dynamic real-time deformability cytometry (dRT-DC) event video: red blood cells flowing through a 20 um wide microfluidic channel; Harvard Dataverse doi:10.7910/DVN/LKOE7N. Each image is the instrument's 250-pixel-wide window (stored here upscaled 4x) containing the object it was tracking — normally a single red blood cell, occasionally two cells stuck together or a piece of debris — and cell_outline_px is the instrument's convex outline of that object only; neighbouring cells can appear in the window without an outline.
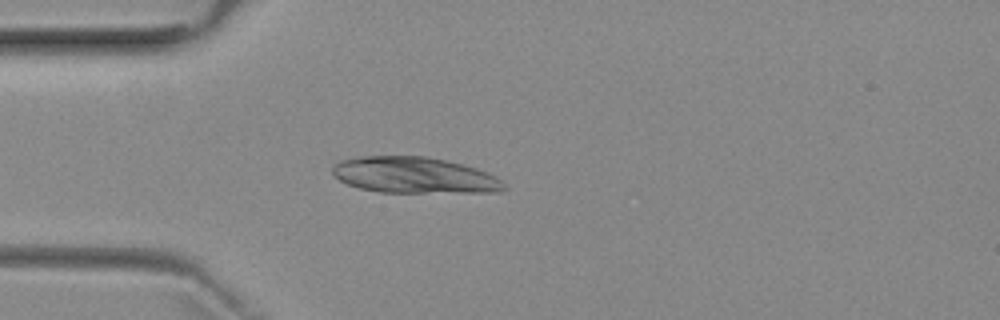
{"species": "common noctule bat (a hibernating species)", "species_latin": "Nyctalus noctula", "temperature_condition": "room temperature", "stored_images_in_passage": 4, "camera_frame_rate_fps": 3000, "um_per_image_px": 0.085, "animal": {"sex": "female", "body_mass_g": 29.2, "forearm_length_mm": 56.3}, "frame": {"image": 1, "passage_image": 4, "time_ms": 4.667, "image_size_px": [1000, 320], "cell_outline_px": [[504, 188], [496, 192], [380, 192], [360, 188], [348, 184], [340, 180], [332, 172], [332, 168], [340, 160], [360, 156], [428, 156], [476, 168], [488, 172], [496, 176], [504, 184]], "centroid_in_image_um": [35.2, 14.88], "position_along_channel_um": 49.8, "area_um2": 35.84}}